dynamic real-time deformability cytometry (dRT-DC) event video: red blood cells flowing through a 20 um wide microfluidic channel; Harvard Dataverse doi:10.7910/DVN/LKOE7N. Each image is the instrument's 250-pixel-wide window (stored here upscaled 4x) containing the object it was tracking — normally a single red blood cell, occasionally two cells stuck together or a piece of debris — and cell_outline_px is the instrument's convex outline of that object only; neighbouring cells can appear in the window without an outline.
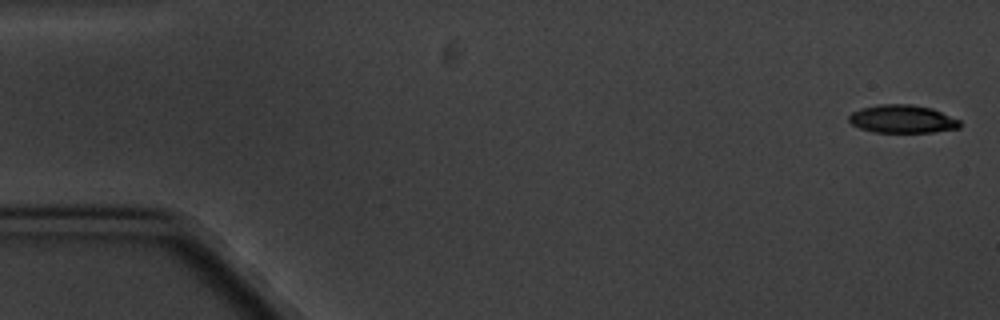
{"species": "common noctule bat (a hibernating species)", "species_latin": "Nyctalus noctula", "temperature_condition": "cold", "stored_images_in_passage": 5, "camera_frame_rate_fps": 3000, "um_per_image_px": 0.085, "animal": {"sex": "male", "body_mass_g": 20.1, "forearm_length_mm": 53.5}, "frame": {"image": 1, "passage_image": 1, "time_ms": 0.0, "image_size_px": [1000, 320], "cell_outline_px": [[960, 128], [932, 132], [872, 132], [860, 128], [852, 124], [848, 120], [848, 116], [852, 112], [860, 108], [880, 104], [912, 104], [932, 108], [960, 120]], "centroid_in_image_um": [76.69, 10.11], "position_along_channel_um": 8.3, "area_um2": 18.21}}
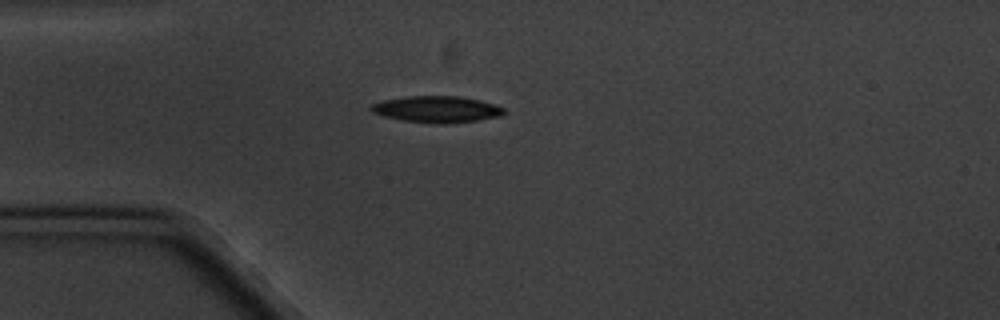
{"frame": {"image": 2, "passage_image": 5, "time_ms": 4.667, "image_size_px": [1000, 320], "cell_outline_px": [[504, 112], [500, 116], [476, 120], [448, 124], [436, 124], [400, 120], [384, 116], [372, 112], [368, 108], [372, 104], [384, 100], [404, 96], [460, 96], [480, 100], [496, 104], [504, 108]], "centroid_in_image_um": [37.11, 9.29], "position_along_channel_um": 47.9, "area_um2": 20.63}}